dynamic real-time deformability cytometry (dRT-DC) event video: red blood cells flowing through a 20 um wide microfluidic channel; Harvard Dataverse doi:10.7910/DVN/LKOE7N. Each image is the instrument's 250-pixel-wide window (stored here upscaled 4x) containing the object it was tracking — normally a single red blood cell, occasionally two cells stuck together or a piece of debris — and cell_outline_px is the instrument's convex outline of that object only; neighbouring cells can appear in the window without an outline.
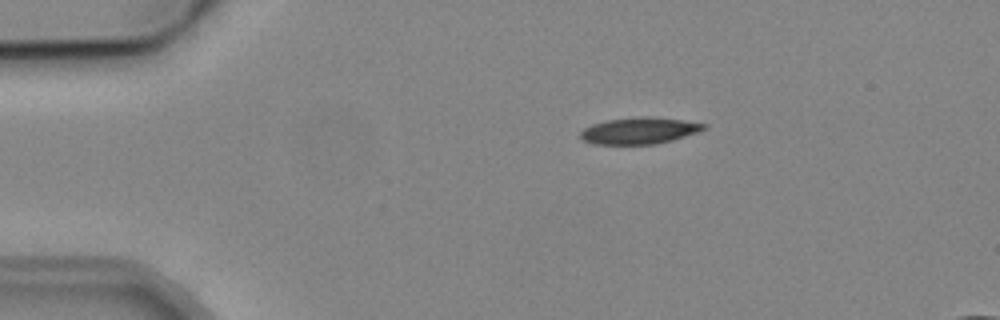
{"species": "common noctule bat (a hibernating species)", "species_latin": "Nyctalus noctula", "temperature_condition": "cold", "stored_images_in_passage": 5, "camera_frame_rate_fps": 3000, "um_per_image_px": 0.085, "animal": {"sex": "male", "body_mass_g": 19.2, "forearm_length_mm": 51.8}, "frame": {"image": 1, "passage_image": 1, "time_ms": 0.0, "image_size_px": [1000, 320], "cell_outline_px": [[708, 124], [704, 128], [696, 132], [672, 140], [656, 144], [596, 144], [584, 140], [580, 136], [580, 132], [584, 128], [592, 124], [604, 120], [640, 116], [648, 116], [684, 120]], "centroid_in_image_um": [54.32, 11.09], "position_along_channel_um": 30.7, "area_um2": 19.02}}
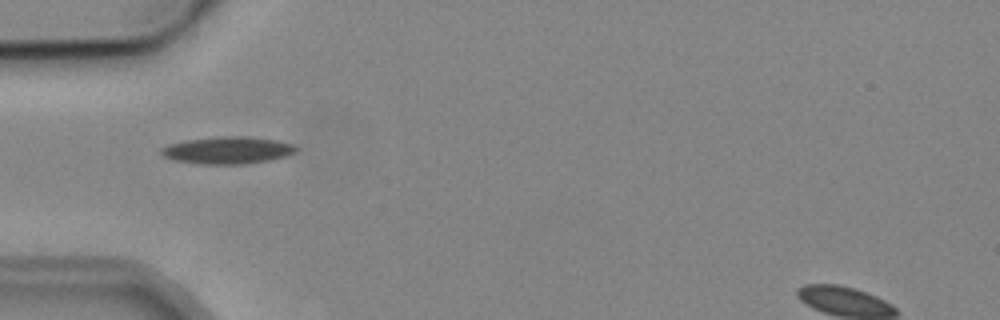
{"frame": {"image": 2, "passage_image": 3, "time_ms": 2.333, "image_size_px": [1000, 320], "cell_outline_px": [[296, 152], [284, 156], [268, 160], [244, 164], [200, 164], [176, 160], [164, 156], [160, 152], [160, 148], [168, 144], [188, 140], [220, 136], [244, 136], [276, 140], [292, 144], [296, 148]], "centroid_in_image_um": [19.32, 12.77], "position_along_channel_um": 65.7, "area_um2": 21.1}}